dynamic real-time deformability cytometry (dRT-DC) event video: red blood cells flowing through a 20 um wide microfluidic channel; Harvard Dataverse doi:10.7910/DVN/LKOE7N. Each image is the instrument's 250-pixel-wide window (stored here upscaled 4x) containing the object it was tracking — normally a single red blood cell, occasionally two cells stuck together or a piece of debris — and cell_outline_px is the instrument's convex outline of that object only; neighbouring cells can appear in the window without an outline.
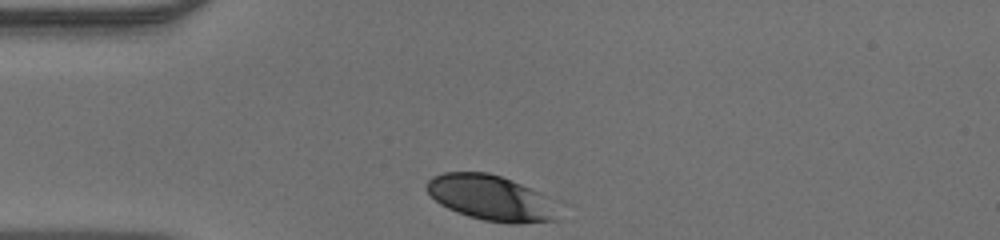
{"species": "human", "species_latin": "Homo sapiens", "temperature_condition": "warm", "stored_images_in_passage": 29, "camera_frame_rate_fps": 3000, "um_per_image_px": 0.085, "donor": {"sex": "male"}, "frame": {"image": 1, "passage_image": 1, "time_ms": 0.0, "image_size_px": [1000, 240], "cell_outline_px": [[560, 220], [520, 224], [508, 224], [484, 220], [468, 216], [456, 212], [440, 204], [424, 188], [428, 180], [432, 176], [444, 172], [488, 172], [512, 180], [536, 192]], "centroid_in_image_um": [41.57, 16.82], "position_along_channel_um": 43.4, "area_um2": 33.81}}
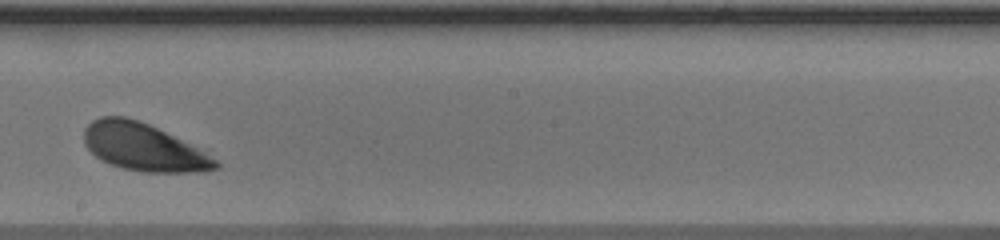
{"frame": {"image": 2, "passage_image": 17, "time_ms": 5.333, "image_size_px": [1000, 240], "cell_outline_px": [[220, 168], [204, 172], [144, 172], [124, 168], [112, 164], [96, 156], [84, 144], [84, 128], [92, 120], [100, 116], [124, 116], [148, 124], [196, 148], [216, 160], [220, 164]], "centroid_in_image_um": [12.16, 12.51], "position_along_channel_um": 236.0, "area_um2": 35.66}}
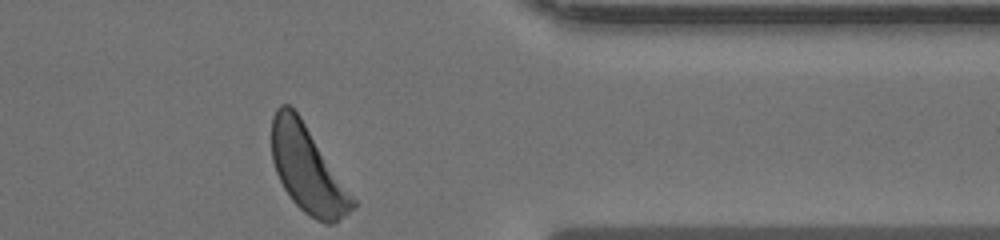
{"frame": {"image": 3, "passage_image": 29, "time_ms": 9.333, "image_size_px": [1000, 240], "cell_outline_px": [[360, 204], [356, 208], [332, 224], [324, 224], [316, 220], [304, 212], [292, 200], [284, 188], [276, 172], [272, 160], [272, 116], [276, 108], [280, 104], [288, 104], [300, 116]], "centroid_in_image_um": [26.18, 14.42], "position_along_channel_um": 385.2, "area_um2": 40.98}}